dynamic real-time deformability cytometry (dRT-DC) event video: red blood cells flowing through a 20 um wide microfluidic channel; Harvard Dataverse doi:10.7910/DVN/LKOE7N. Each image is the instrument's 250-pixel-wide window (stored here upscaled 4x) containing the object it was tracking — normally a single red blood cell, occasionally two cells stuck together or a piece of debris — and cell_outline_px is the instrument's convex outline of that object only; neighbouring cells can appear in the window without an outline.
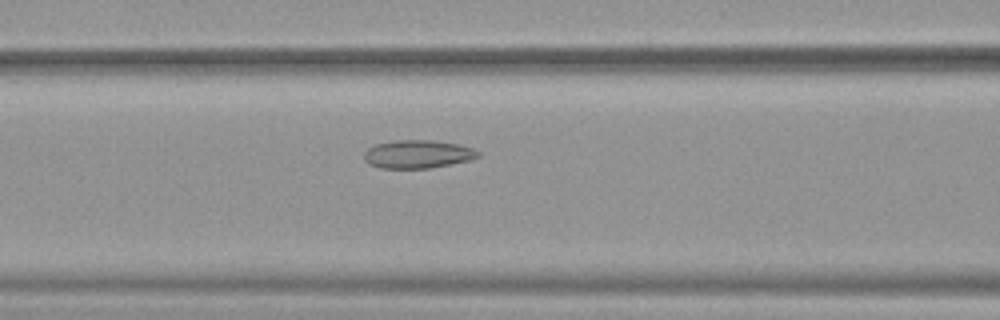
{"species": "common noctule bat (a hibernating species)", "species_latin": "Nyctalus noctula", "temperature_condition": "warm", "stored_images_in_passage": 52, "camera_frame_rate_fps": 3000, "um_per_image_px": 0.085, "animal": {"sex": "female", "body_mass_g": 19.9}, "frame": {"image": 1, "passage_image": 22, "time_ms": 7.0, "image_size_px": [1000, 320], "cell_outline_px": [[480, 156], [468, 160], [428, 168], [380, 168], [368, 164], [364, 160], [364, 152], [368, 148], [376, 144], [392, 140], [432, 140], [460, 144], [472, 148], [480, 152]], "centroid_in_image_um": [35.47, 13.09], "position_along_channel_um": 131.1, "area_um2": 18.73}}
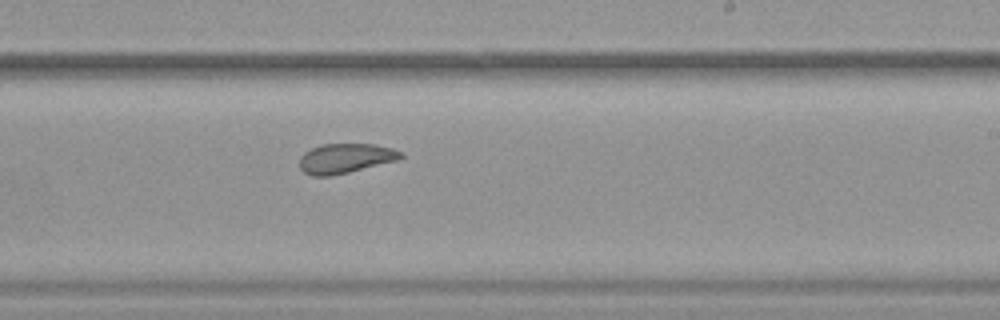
{"frame": {"image": 2, "passage_image": 32, "time_ms": 10.333, "image_size_px": [1000, 320], "cell_outline_px": [[404, 156], [400, 160], [332, 176], [312, 176], [304, 172], [300, 168], [300, 156], [304, 152], [320, 144], [372, 144], [392, 148], [404, 152]], "centroid_in_image_um": [29.39, 13.46], "position_along_channel_um": 259.6, "area_um2": 17.74}}
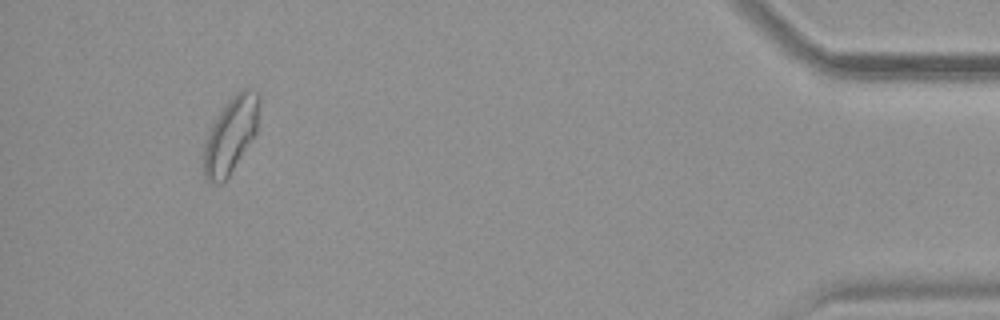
{"frame": {"image": 3, "passage_image": 49, "time_ms": 16.0, "image_size_px": [1000, 320], "cell_outline_px": [[260, 100], [256, 132], [228, 176], [220, 184], [208, 184], [204, 180], [204, 140], [212, 120], [228, 100], [236, 92], [244, 88], [252, 88], [260, 92]], "centroid_in_image_um": [19.58, 11.44], "position_along_channel_um": 415.6, "area_um2": 24.85}, "authors_computed_cell_mechanics": {"area_um2": 21.3282, "velocity_mm_per_s": 3.8704, "shape_relaxation_time_tau1_ms": null, "shape_relaxation_time_tau2_ms": 1.6822, "deformation_change_tau1": null, "deformation_change_tau2": 0.0634}}